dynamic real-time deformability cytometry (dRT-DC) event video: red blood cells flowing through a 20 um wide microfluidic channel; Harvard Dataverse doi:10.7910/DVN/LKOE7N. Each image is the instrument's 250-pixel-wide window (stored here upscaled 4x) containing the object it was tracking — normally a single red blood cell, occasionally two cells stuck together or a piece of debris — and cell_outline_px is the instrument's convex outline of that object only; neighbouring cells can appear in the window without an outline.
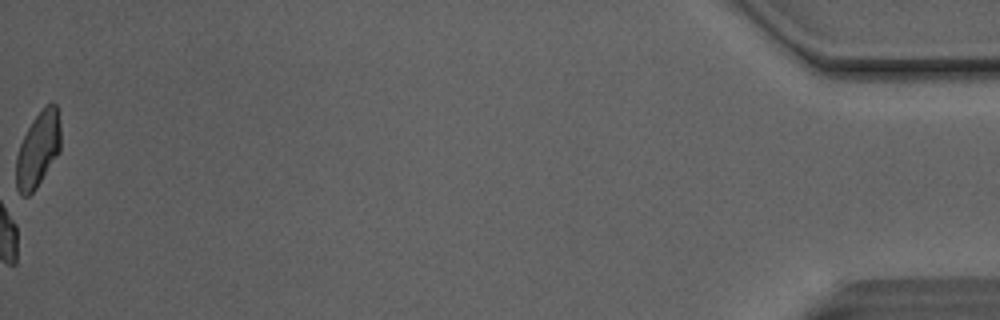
{"species": "Egyptian fruit bat (a non-hibernating species)", "species_latin": "Rousettus aegyptiacus", "temperature_condition": "room temperature", "stored_images_in_passage": 51, "camera_frame_rate_fps": 3000, "um_per_image_px": 0.085, "animal": {"sex": "male"}, "frame": {"image": 1, "passage_image": 51, "time_ms": 16.667, "image_size_px": [1000, 320], "cell_outline_px": [[60, 152], [36, 188], [28, 196], [20, 196], [16, 192], [16, 156], [20, 144], [32, 120], [52, 100], [56, 104], [60, 128]], "centroid_in_image_um": [3.22, 12.75], "position_along_channel_um": 432.0, "area_um2": 19.54}, "authors_computed_cell_mechanics": {"area_um2": 20.23, "velocity_mm_per_s": 4.1219, "shape_relaxation_time_tau1_ms": 3.8576, "shape_relaxation_time_tau2_ms": 1.7067, "deformation_change_tau1": 0.0854, "deformation_change_tau2": 0.0725}}